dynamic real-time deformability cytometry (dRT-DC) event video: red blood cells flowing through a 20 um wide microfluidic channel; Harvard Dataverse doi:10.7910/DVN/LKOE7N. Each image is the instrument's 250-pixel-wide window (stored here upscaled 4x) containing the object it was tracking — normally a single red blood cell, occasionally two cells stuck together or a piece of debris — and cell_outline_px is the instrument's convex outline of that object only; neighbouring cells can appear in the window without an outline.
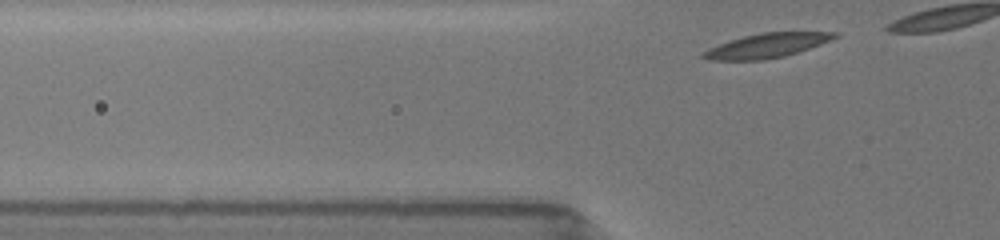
{"species": "common noctule bat (a hibernating species)", "species_latin": "Nyctalus noctula", "temperature_condition": "room temperature", "stored_images_in_passage": 3, "camera_frame_rate_fps": 3000, "um_per_image_px": 0.085, "animal": {"sex": "female", "body_mass_g": 19.5, "forearm_length_mm": 54.1}, "frame": {"image": 1, "passage_image": 3, "time_ms": 2.333, "image_size_px": [1000, 240], "cell_outline_px": [[840, 36], [820, 44], [784, 56], [764, 60], [708, 60], [700, 56], [708, 48], [728, 40], [760, 32], [836, 32]], "centroid_in_image_um": [65.14, 3.87], "position_along_channel_um": 60.7, "area_um2": 18.55}}